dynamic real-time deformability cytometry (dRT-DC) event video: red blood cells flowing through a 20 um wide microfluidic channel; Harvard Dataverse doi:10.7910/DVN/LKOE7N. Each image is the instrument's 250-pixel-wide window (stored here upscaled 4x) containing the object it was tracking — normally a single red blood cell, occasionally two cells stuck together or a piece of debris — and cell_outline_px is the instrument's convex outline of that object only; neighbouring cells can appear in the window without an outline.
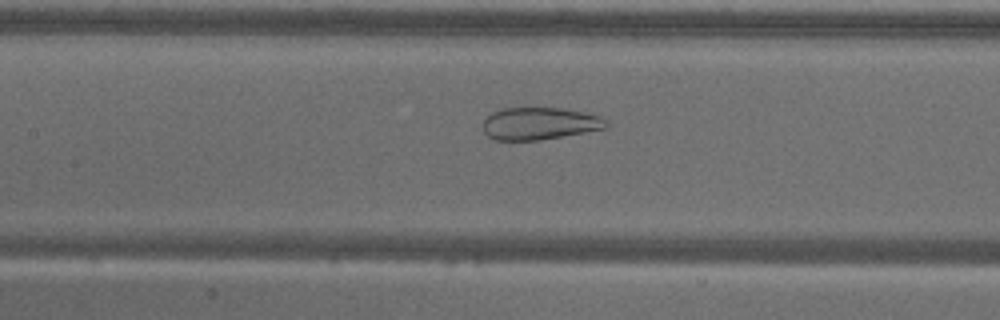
{"species": "common noctule bat (a hibernating species)", "species_latin": "Nyctalus noctula", "temperature_condition": "warm", "stored_images_in_passage": 58, "camera_frame_rate_fps": 3000, "um_per_image_px": 0.085, "animal": {"sex": "male", "body_mass_g": 18.8}, "frame": {"image": 1, "passage_image": 27, "time_ms": 8.667, "image_size_px": [1000, 320], "cell_outline_px": [[608, 124], [604, 128], [584, 132], [540, 140], [496, 140], [488, 136], [484, 132], [484, 120], [492, 112], [504, 108], [564, 108], [600, 116], [608, 120]], "centroid_in_image_um": [45.86, 10.5], "position_along_channel_um": 161.5, "area_um2": 23.0}}
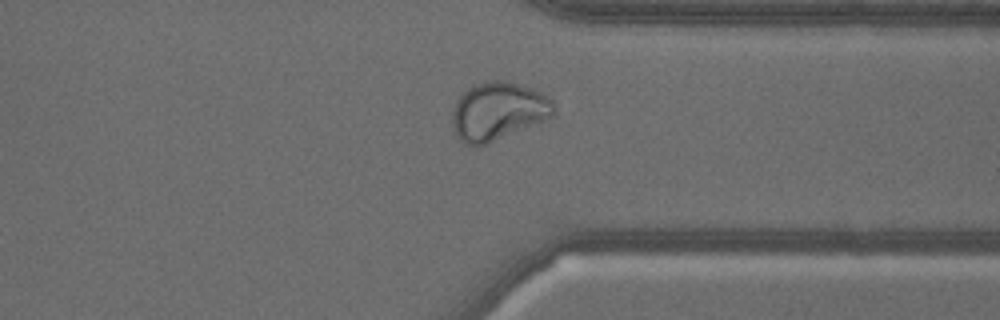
{"frame": {"image": 2, "passage_image": 45, "time_ms": 14.667, "image_size_px": [1000, 320], "cell_outline_px": [[552, 116], [544, 120], [488, 144], [464, 144], [456, 136], [452, 124], [452, 112], [456, 100], [472, 84], [492, 80], [500, 80], [532, 88], [540, 92], [552, 100]], "centroid_in_image_um": [42.28, 9.45], "position_along_channel_um": 369.1, "area_um2": 33.93}}
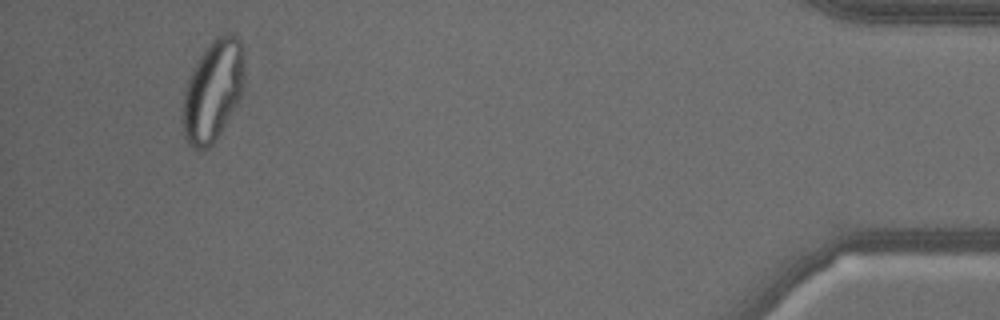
{"frame": {"image": 3, "passage_image": 55, "time_ms": 18.0, "image_size_px": [1000, 320], "cell_outline_px": [[244, 76], [240, 96], [216, 140], [208, 148], [200, 152], [196, 152], [188, 144], [184, 136], [180, 108], [184, 92], [188, 80], [200, 56], [212, 40], [216, 36], [224, 32], [232, 32], [240, 40], [244, 72]], "centroid_in_image_um": [18.05, 7.75], "position_along_channel_um": 417.1, "area_um2": 36.41}}